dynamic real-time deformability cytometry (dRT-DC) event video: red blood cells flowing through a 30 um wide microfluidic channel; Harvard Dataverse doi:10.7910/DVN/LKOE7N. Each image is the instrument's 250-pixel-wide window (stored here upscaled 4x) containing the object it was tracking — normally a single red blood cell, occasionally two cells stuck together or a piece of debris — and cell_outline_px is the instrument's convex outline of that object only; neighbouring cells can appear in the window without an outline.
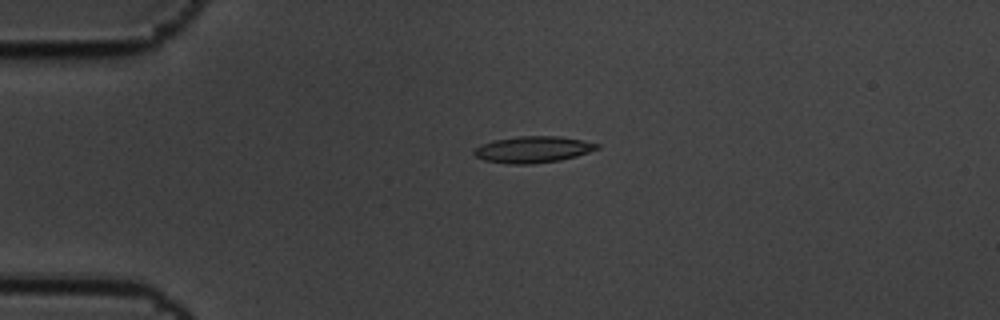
{"species": "common noctule bat (a hibernating species)", "species_latin": "Nyctalus noctula", "temperature_condition": "cold", "stored_images_in_passage": 15, "camera_frame_rate_fps": 3000, "um_per_image_px": 0.085, "animal": {"sex": "male", "body_mass_g": 19.5, "forearm_length_mm": 54.6}, "frame": {"image": 1, "passage_image": 4, "time_ms": 1.0, "image_size_px": [1000, 320], "cell_outline_px": [[600, 148], [576, 156], [560, 160], [532, 164], [508, 164], [484, 160], [476, 156], [472, 152], [480, 144], [496, 140], [520, 136], [560, 136], [584, 140], [600, 144]], "centroid_in_image_um": [45.32, 12.7], "position_along_channel_um": 39.7, "area_um2": 18.96}}
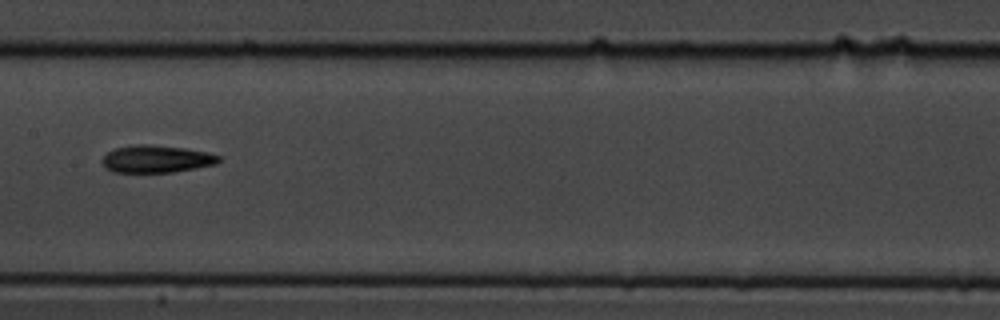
{"frame": {"image": 2, "passage_image": 8, "time_ms": 2.333, "image_size_px": [1000, 320], "cell_outline_px": [[220, 160], [216, 164], [196, 168], [172, 172], [112, 172], [104, 168], [104, 156], [108, 152], [116, 148], [136, 144], [148, 144], [184, 148], [204, 152], [220, 156]], "centroid_in_image_um": [13.28, 13.52], "position_along_channel_um": 194.1, "area_um2": 18.38}}
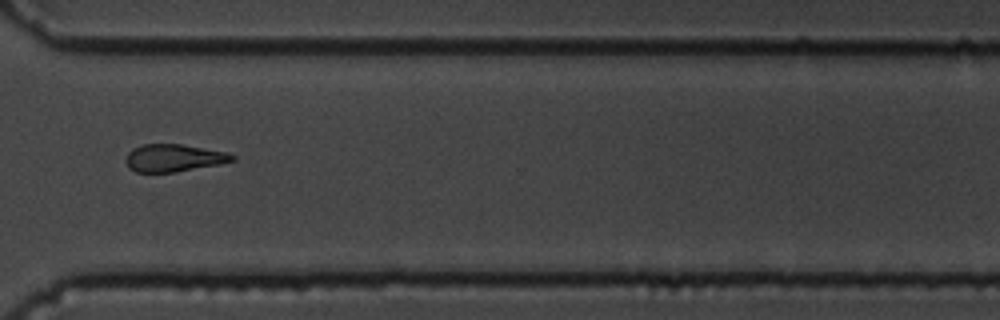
{"frame": {"image": 3, "passage_image": 12, "time_ms": 3.667, "image_size_px": [1000, 320], "cell_outline_px": [[236, 160], [220, 164], [176, 172], [136, 172], [128, 168], [124, 160], [128, 152], [132, 148], [144, 144], [180, 144], [228, 152], [236, 156]], "centroid_in_image_um": [14.76, 13.43], "position_along_channel_um": 355.8, "area_um2": 17.22}}